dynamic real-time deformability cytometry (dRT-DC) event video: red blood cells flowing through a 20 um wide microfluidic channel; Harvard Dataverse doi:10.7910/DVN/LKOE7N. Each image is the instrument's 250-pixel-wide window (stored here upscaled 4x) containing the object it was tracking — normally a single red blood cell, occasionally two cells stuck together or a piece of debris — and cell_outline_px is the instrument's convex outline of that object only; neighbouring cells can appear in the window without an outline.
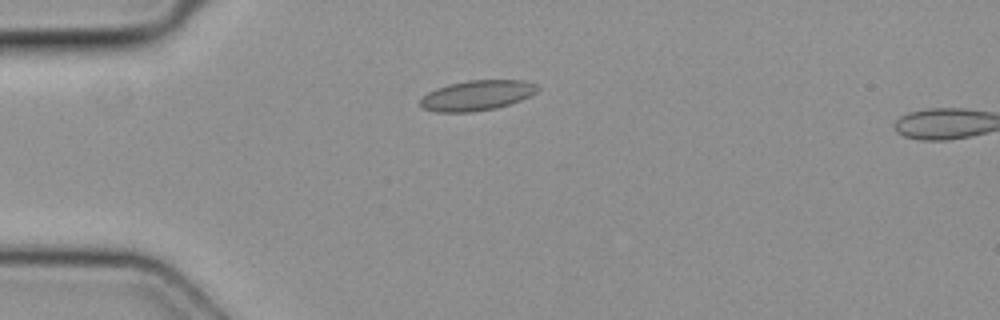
{"species": "common noctule bat (a hibernating species)", "species_latin": "Nyctalus noctula", "temperature_condition": "cold", "stored_images_in_passage": 5, "camera_frame_rate_fps": 3000, "um_per_image_px": 0.085, "animal": {"sex": "female", "body_mass_g": 19.3, "forearm_length_mm": 54.1}, "frame": {"image": 1, "passage_image": 3, "time_ms": 0.667, "image_size_px": [1000, 320], "cell_outline_px": [[540, 88], [532, 96], [496, 108], [472, 112], [436, 112], [424, 108], [420, 104], [420, 100], [428, 92], [436, 88], [448, 84], [468, 80], [524, 80], [536, 84]], "centroid_in_image_um": [40.56, 8.1], "position_along_channel_um": 44.4, "area_um2": 20.63}}
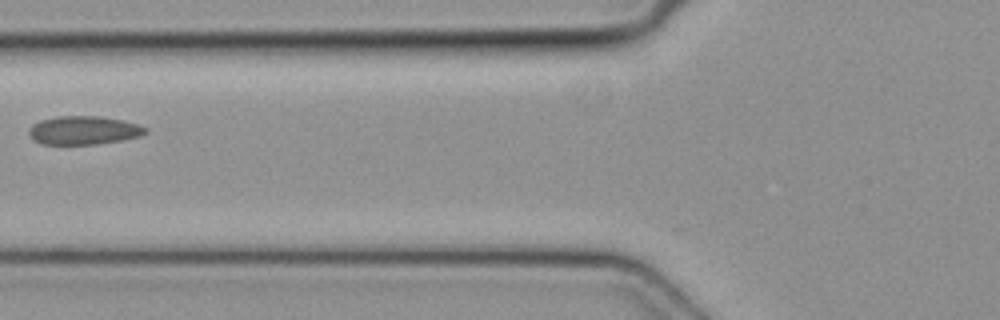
{"frame": {"image": 2, "passage_image": 5, "time_ms": 1.333, "image_size_px": [1000, 320], "cell_outline_px": [[148, 132], [140, 136], [120, 140], [96, 144], [40, 144], [32, 140], [28, 132], [28, 128], [32, 124], [40, 120], [56, 116], [100, 116], [120, 120], [136, 124], [148, 128]], "centroid_in_image_um": [7.06, 11.07], "position_along_channel_um": 118.7, "area_um2": 19.42}}